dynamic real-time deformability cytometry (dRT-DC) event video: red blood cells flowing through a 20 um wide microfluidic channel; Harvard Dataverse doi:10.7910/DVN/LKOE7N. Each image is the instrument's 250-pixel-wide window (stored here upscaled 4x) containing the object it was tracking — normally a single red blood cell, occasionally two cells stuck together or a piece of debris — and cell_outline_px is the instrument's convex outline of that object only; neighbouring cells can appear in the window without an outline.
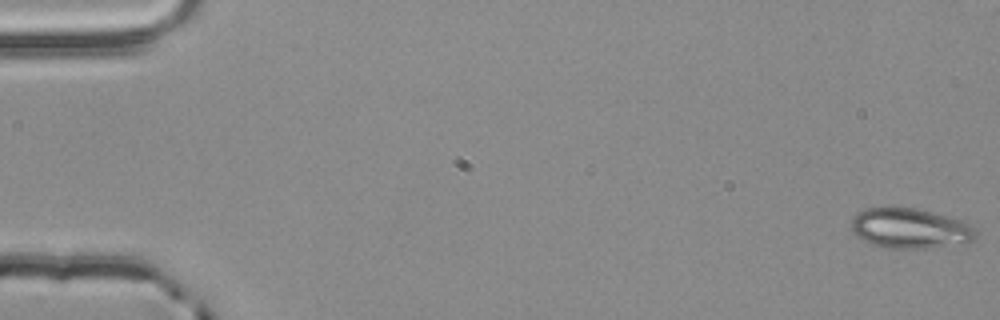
{"species": "common noctule bat (a hibernating species)", "species_latin": "Nyctalus noctula", "temperature_condition": "room temperature", "stored_images_in_passage": 55, "camera_frame_rate_fps": 3000, "um_per_image_px": 0.085, "animal": {"sex": "male", "body_mass_g": 20.4}, "frame": {"image": 1, "passage_image": 1, "time_ms": 0.0, "image_size_px": [1000, 320], "cell_outline_px": [[976, 236], [972, 240], [964, 244], [928, 248], [884, 248], [868, 244], [852, 228], [852, 220], [864, 208], [916, 208], [932, 212], [960, 220], [968, 224], [976, 232]], "centroid_in_image_um": [77.38, 19.43], "position_along_channel_um": 7.6, "area_um2": 28.73}}
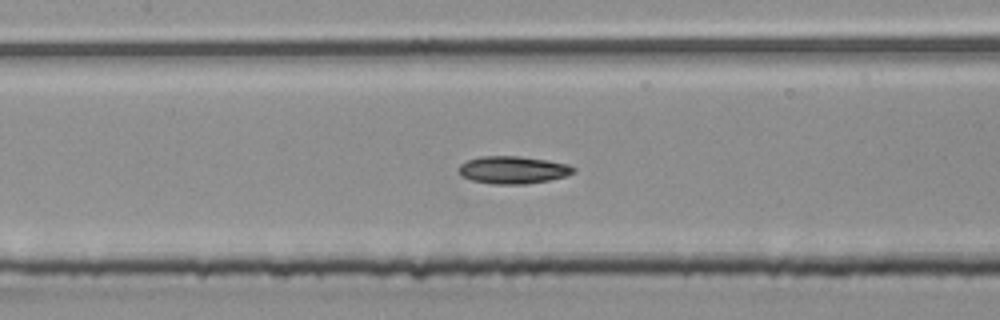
{"frame": {"image": 2, "passage_image": 26, "time_ms": 8.333, "image_size_px": [1000, 320], "cell_outline_px": [[576, 172], [564, 176], [548, 180], [524, 184], [492, 184], [472, 180], [460, 176], [456, 168], [460, 164], [468, 160], [480, 156], [520, 156], [548, 160], [568, 164], [576, 168]], "centroid_in_image_um": [43.57, 14.43], "position_along_channel_um": 163.8, "area_um2": 18.55}}
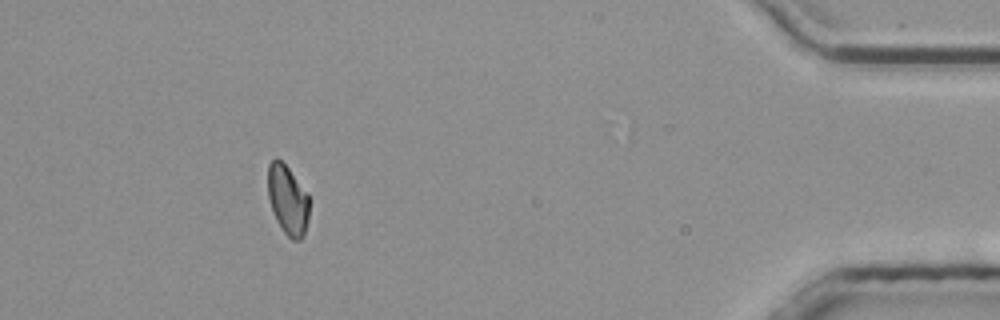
{"frame": {"image": 3, "passage_image": 50, "time_ms": 16.333, "image_size_px": [1000, 320], "cell_outline_px": [[308, 220], [304, 236], [300, 240], [292, 240], [284, 232], [276, 220], [268, 196], [268, 164], [276, 156], [288, 168], [308, 192]], "centroid_in_image_um": [24.46, 16.99], "position_along_channel_um": 410.7, "area_um2": 16.76}, "authors_computed_cell_mechanics": {"area_um2": 17.9758, "velocity_mm_per_s": 3.8567, "shape_relaxation_time_tau1_ms": 3.4327, "shape_relaxation_time_tau2_ms": null, "deformation_change_tau1": 0.0993, "deformation_change_tau2": null}}